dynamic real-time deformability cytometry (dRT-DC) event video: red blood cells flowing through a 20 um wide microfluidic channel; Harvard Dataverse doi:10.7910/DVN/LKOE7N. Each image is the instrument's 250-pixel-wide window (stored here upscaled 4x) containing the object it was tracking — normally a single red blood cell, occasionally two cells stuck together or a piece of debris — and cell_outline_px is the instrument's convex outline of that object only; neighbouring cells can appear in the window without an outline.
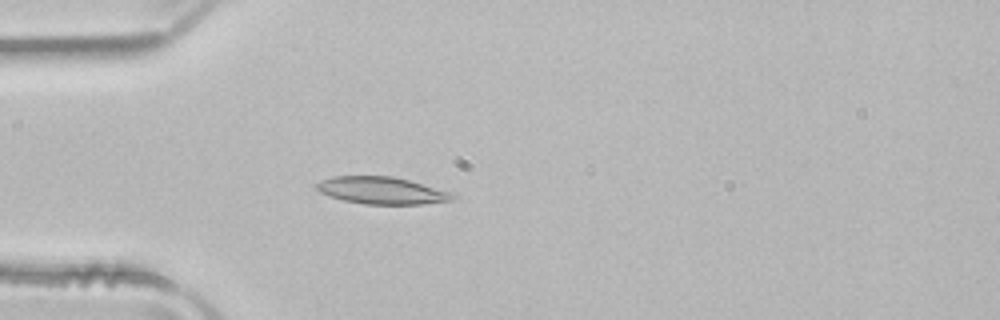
{"species": "common noctule bat (a hibernating species)", "species_latin": "Nyctalus noctula", "temperature_condition": "room temperature", "stored_images_in_passage": 52, "camera_frame_rate_fps": 3000, "um_per_image_px": 0.085, "animal": {"sex": "male", "body_mass_g": 21.5, "forearm_length_mm": 52.0}, "frame": {"image": 1, "passage_image": 15, "time_ms": 4.667, "image_size_px": [1000, 320], "cell_outline_px": [[456, 196], [452, 200], [420, 204], [364, 204], [344, 200], [320, 192], [316, 188], [316, 184], [320, 180], [332, 176], [392, 176], [408, 180], [452, 192]], "centroid_in_image_um": [32.44, 16.18], "position_along_channel_um": 52.6, "area_um2": 21.33}}
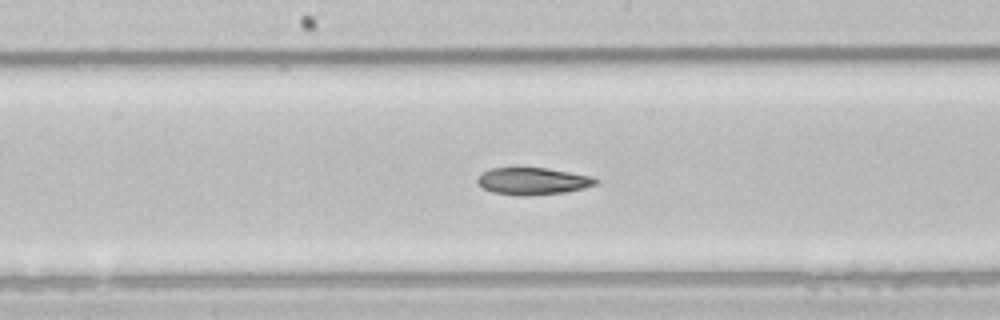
{"frame": {"image": 2, "passage_image": 27, "time_ms": 8.667, "image_size_px": [1000, 320], "cell_outline_px": [[600, 180], [596, 184], [584, 188], [564, 192], [532, 196], [520, 196], [492, 192], [484, 188], [476, 180], [484, 172], [492, 168], [548, 168], [592, 176]], "centroid_in_image_um": [45.33, 15.4], "position_along_channel_um": 202.9, "area_um2": 18.61}}
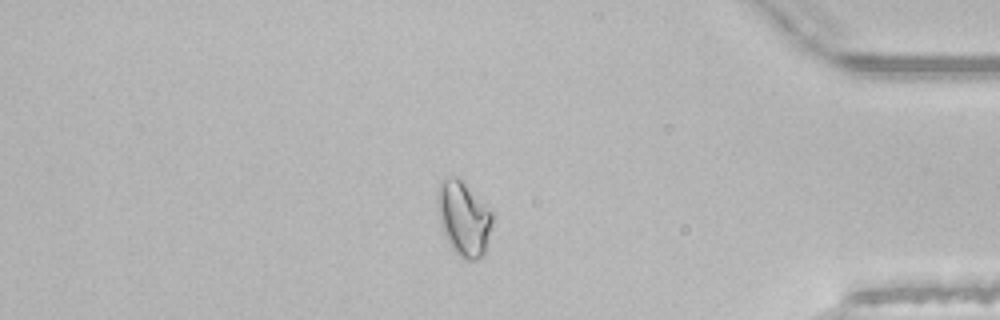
{"frame": {"image": 3, "passage_image": 44, "time_ms": 14.333, "image_size_px": [1000, 320], "cell_outline_px": [[492, 220], [484, 252], [476, 260], [464, 260], [452, 248], [444, 236], [440, 224], [436, 208], [436, 196], [440, 180], [444, 176], [456, 176], [492, 212]], "centroid_in_image_um": [39.33, 18.55], "position_along_channel_um": 395.9, "area_um2": 23.58}, "authors_computed_cell_mechanics": {"area_um2": 20.6635, "velocity_mm_per_s": 3.9646, "shape_relaxation_time_tau1_ms": null, "shape_relaxation_time_tau2_ms": 2.8659, "deformation_change_tau1": null, "deformation_change_tau2": 0.0754}}